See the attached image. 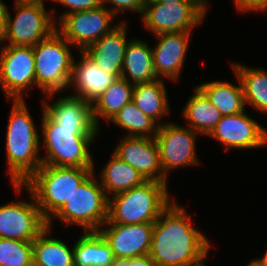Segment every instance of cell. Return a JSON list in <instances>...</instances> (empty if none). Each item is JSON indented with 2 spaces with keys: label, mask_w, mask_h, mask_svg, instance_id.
Here are the masks:
<instances>
[{
  "label": "cell",
  "mask_w": 267,
  "mask_h": 266,
  "mask_svg": "<svg viewBox=\"0 0 267 266\" xmlns=\"http://www.w3.org/2000/svg\"><path fill=\"white\" fill-rule=\"evenodd\" d=\"M174 200L153 224L149 256L155 266H206L212 242Z\"/></svg>",
  "instance_id": "cell-1"
},
{
  "label": "cell",
  "mask_w": 267,
  "mask_h": 266,
  "mask_svg": "<svg viewBox=\"0 0 267 266\" xmlns=\"http://www.w3.org/2000/svg\"><path fill=\"white\" fill-rule=\"evenodd\" d=\"M12 101L6 127L5 152L10 182L24 184L42 165L41 139L26 100Z\"/></svg>",
  "instance_id": "cell-2"
},
{
  "label": "cell",
  "mask_w": 267,
  "mask_h": 266,
  "mask_svg": "<svg viewBox=\"0 0 267 266\" xmlns=\"http://www.w3.org/2000/svg\"><path fill=\"white\" fill-rule=\"evenodd\" d=\"M40 138L43 142L42 165L95 168L89 146L95 143L100 129L60 127L42 108Z\"/></svg>",
  "instance_id": "cell-3"
},
{
  "label": "cell",
  "mask_w": 267,
  "mask_h": 266,
  "mask_svg": "<svg viewBox=\"0 0 267 266\" xmlns=\"http://www.w3.org/2000/svg\"><path fill=\"white\" fill-rule=\"evenodd\" d=\"M168 186L165 182L147 180L108 198V219L104 224H154L174 200Z\"/></svg>",
  "instance_id": "cell-4"
},
{
  "label": "cell",
  "mask_w": 267,
  "mask_h": 266,
  "mask_svg": "<svg viewBox=\"0 0 267 266\" xmlns=\"http://www.w3.org/2000/svg\"><path fill=\"white\" fill-rule=\"evenodd\" d=\"M94 170L41 165L23 185L32 193L43 217L49 221Z\"/></svg>",
  "instance_id": "cell-5"
},
{
  "label": "cell",
  "mask_w": 267,
  "mask_h": 266,
  "mask_svg": "<svg viewBox=\"0 0 267 266\" xmlns=\"http://www.w3.org/2000/svg\"><path fill=\"white\" fill-rule=\"evenodd\" d=\"M71 45L57 30L33 47L36 87L53 101L55 95L68 91L73 69Z\"/></svg>",
  "instance_id": "cell-6"
},
{
  "label": "cell",
  "mask_w": 267,
  "mask_h": 266,
  "mask_svg": "<svg viewBox=\"0 0 267 266\" xmlns=\"http://www.w3.org/2000/svg\"><path fill=\"white\" fill-rule=\"evenodd\" d=\"M95 171L48 221V226L53 227L56 219L65 227L77 225L84 232L98 231L104 225L108 219V198Z\"/></svg>",
  "instance_id": "cell-7"
},
{
  "label": "cell",
  "mask_w": 267,
  "mask_h": 266,
  "mask_svg": "<svg viewBox=\"0 0 267 266\" xmlns=\"http://www.w3.org/2000/svg\"><path fill=\"white\" fill-rule=\"evenodd\" d=\"M13 9V18L7 11L5 45L34 47L56 30V8L49 11L45 3L14 0Z\"/></svg>",
  "instance_id": "cell-8"
},
{
  "label": "cell",
  "mask_w": 267,
  "mask_h": 266,
  "mask_svg": "<svg viewBox=\"0 0 267 266\" xmlns=\"http://www.w3.org/2000/svg\"><path fill=\"white\" fill-rule=\"evenodd\" d=\"M209 2L160 3L146 1L140 20L151 35L164 32H186L205 20Z\"/></svg>",
  "instance_id": "cell-9"
},
{
  "label": "cell",
  "mask_w": 267,
  "mask_h": 266,
  "mask_svg": "<svg viewBox=\"0 0 267 266\" xmlns=\"http://www.w3.org/2000/svg\"><path fill=\"white\" fill-rule=\"evenodd\" d=\"M13 188L19 195L23 190L27 191L30 199L21 198L0 205V238L33 242L48 226V221L23 184H13Z\"/></svg>",
  "instance_id": "cell-10"
},
{
  "label": "cell",
  "mask_w": 267,
  "mask_h": 266,
  "mask_svg": "<svg viewBox=\"0 0 267 266\" xmlns=\"http://www.w3.org/2000/svg\"><path fill=\"white\" fill-rule=\"evenodd\" d=\"M200 135L188 126L168 122L160 125L155 136L163 174L169 178L172 170L186 166H198L197 136Z\"/></svg>",
  "instance_id": "cell-11"
},
{
  "label": "cell",
  "mask_w": 267,
  "mask_h": 266,
  "mask_svg": "<svg viewBox=\"0 0 267 266\" xmlns=\"http://www.w3.org/2000/svg\"><path fill=\"white\" fill-rule=\"evenodd\" d=\"M36 87L35 55L31 46L0 47V89L8 100H24Z\"/></svg>",
  "instance_id": "cell-12"
},
{
  "label": "cell",
  "mask_w": 267,
  "mask_h": 266,
  "mask_svg": "<svg viewBox=\"0 0 267 266\" xmlns=\"http://www.w3.org/2000/svg\"><path fill=\"white\" fill-rule=\"evenodd\" d=\"M114 19L116 17L102 5L64 16L57 23L56 30L75 47L74 49L83 51L119 25L121 20L114 23Z\"/></svg>",
  "instance_id": "cell-13"
},
{
  "label": "cell",
  "mask_w": 267,
  "mask_h": 266,
  "mask_svg": "<svg viewBox=\"0 0 267 266\" xmlns=\"http://www.w3.org/2000/svg\"><path fill=\"white\" fill-rule=\"evenodd\" d=\"M208 137L219 142L225 151L258 149L267 145V128L243 111L222 116Z\"/></svg>",
  "instance_id": "cell-14"
},
{
  "label": "cell",
  "mask_w": 267,
  "mask_h": 266,
  "mask_svg": "<svg viewBox=\"0 0 267 266\" xmlns=\"http://www.w3.org/2000/svg\"><path fill=\"white\" fill-rule=\"evenodd\" d=\"M113 153L137 170L146 180L168 183L154 138L122 136Z\"/></svg>",
  "instance_id": "cell-15"
},
{
  "label": "cell",
  "mask_w": 267,
  "mask_h": 266,
  "mask_svg": "<svg viewBox=\"0 0 267 266\" xmlns=\"http://www.w3.org/2000/svg\"><path fill=\"white\" fill-rule=\"evenodd\" d=\"M191 35L192 31L154 35L157 43L152 47V56L157 79L178 82L189 50Z\"/></svg>",
  "instance_id": "cell-16"
},
{
  "label": "cell",
  "mask_w": 267,
  "mask_h": 266,
  "mask_svg": "<svg viewBox=\"0 0 267 266\" xmlns=\"http://www.w3.org/2000/svg\"><path fill=\"white\" fill-rule=\"evenodd\" d=\"M98 231L110 245L114 258L129 259L150 252L152 223L104 224Z\"/></svg>",
  "instance_id": "cell-17"
},
{
  "label": "cell",
  "mask_w": 267,
  "mask_h": 266,
  "mask_svg": "<svg viewBox=\"0 0 267 266\" xmlns=\"http://www.w3.org/2000/svg\"><path fill=\"white\" fill-rule=\"evenodd\" d=\"M121 20L111 32L82 51L100 69L118 78L121 76L126 47L131 40L127 38L128 21Z\"/></svg>",
  "instance_id": "cell-18"
},
{
  "label": "cell",
  "mask_w": 267,
  "mask_h": 266,
  "mask_svg": "<svg viewBox=\"0 0 267 266\" xmlns=\"http://www.w3.org/2000/svg\"><path fill=\"white\" fill-rule=\"evenodd\" d=\"M77 54L80 55V59L73 61L68 88V91L72 89L74 93L71 94L70 91L66 93L92 104L118 77L100 69L82 51Z\"/></svg>",
  "instance_id": "cell-19"
},
{
  "label": "cell",
  "mask_w": 267,
  "mask_h": 266,
  "mask_svg": "<svg viewBox=\"0 0 267 266\" xmlns=\"http://www.w3.org/2000/svg\"><path fill=\"white\" fill-rule=\"evenodd\" d=\"M43 99V100H42ZM41 99L44 111L60 127L74 129H99L93 121L92 104L74 95H65L56 98L54 102Z\"/></svg>",
  "instance_id": "cell-20"
},
{
  "label": "cell",
  "mask_w": 267,
  "mask_h": 266,
  "mask_svg": "<svg viewBox=\"0 0 267 266\" xmlns=\"http://www.w3.org/2000/svg\"><path fill=\"white\" fill-rule=\"evenodd\" d=\"M144 39L132 38L125 50L121 76L129 83H148L157 79L152 47Z\"/></svg>",
  "instance_id": "cell-21"
},
{
  "label": "cell",
  "mask_w": 267,
  "mask_h": 266,
  "mask_svg": "<svg viewBox=\"0 0 267 266\" xmlns=\"http://www.w3.org/2000/svg\"><path fill=\"white\" fill-rule=\"evenodd\" d=\"M167 92L165 80L162 79L134 84L132 102L160 126L167 123L162 120L171 113Z\"/></svg>",
  "instance_id": "cell-22"
},
{
  "label": "cell",
  "mask_w": 267,
  "mask_h": 266,
  "mask_svg": "<svg viewBox=\"0 0 267 266\" xmlns=\"http://www.w3.org/2000/svg\"><path fill=\"white\" fill-rule=\"evenodd\" d=\"M183 107L181 114L182 119L187 123L186 126L200 136H209L222 118L219 109L197 86L194 87L193 94L189 96Z\"/></svg>",
  "instance_id": "cell-23"
},
{
  "label": "cell",
  "mask_w": 267,
  "mask_h": 266,
  "mask_svg": "<svg viewBox=\"0 0 267 266\" xmlns=\"http://www.w3.org/2000/svg\"><path fill=\"white\" fill-rule=\"evenodd\" d=\"M53 229L47 226L33 241V266H74V243L53 238Z\"/></svg>",
  "instance_id": "cell-24"
},
{
  "label": "cell",
  "mask_w": 267,
  "mask_h": 266,
  "mask_svg": "<svg viewBox=\"0 0 267 266\" xmlns=\"http://www.w3.org/2000/svg\"><path fill=\"white\" fill-rule=\"evenodd\" d=\"M99 181L107 198L130 190L147 181L137 170L114 153L99 172Z\"/></svg>",
  "instance_id": "cell-25"
},
{
  "label": "cell",
  "mask_w": 267,
  "mask_h": 266,
  "mask_svg": "<svg viewBox=\"0 0 267 266\" xmlns=\"http://www.w3.org/2000/svg\"><path fill=\"white\" fill-rule=\"evenodd\" d=\"M234 76L238 81L237 85L222 80L196 85L208 100L219 109L222 116L235 115L246 109L241 81L235 73Z\"/></svg>",
  "instance_id": "cell-26"
},
{
  "label": "cell",
  "mask_w": 267,
  "mask_h": 266,
  "mask_svg": "<svg viewBox=\"0 0 267 266\" xmlns=\"http://www.w3.org/2000/svg\"><path fill=\"white\" fill-rule=\"evenodd\" d=\"M134 84L119 77L92 103L94 124L100 129V119L108 123L125 105L132 101Z\"/></svg>",
  "instance_id": "cell-27"
},
{
  "label": "cell",
  "mask_w": 267,
  "mask_h": 266,
  "mask_svg": "<svg viewBox=\"0 0 267 266\" xmlns=\"http://www.w3.org/2000/svg\"><path fill=\"white\" fill-rule=\"evenodd\" d=\"M231 62L232 70L239 77L245 104L267 114V70L262 67L247 66L240 62ZM256 67V68H255Z\"/></svg>",
  "instance_id": "cell-28"
},
{
  "label": "cell",
  "mask_w": 267,
  "mask_h": 266,
  "mask_svg": "<svg viewBox=\"0 0 267 266\" xmlns=\"http://www.w3.org/2000/svg\"><path fill=\"white\" fill-rule=\"evenodd\" d=\"M83 233L74 243V266H111L115 258L101 233Z\"/></svg>",
  "instance_id": "cell-29"
},
{
  "label": "cell",
  "mask_w": 267,
  "mask_h": 266,
  "mask_svg": "<svg viewBox=\"0 0 267 266\" xmlns=\"http://www.w3.org/2000/svg\"><path fill=\"white\" fill-rule=\"evenodd\" d=\"M127 131L124 136L154 138L159 125L145 115L132 101L125 104L108 122Z\"/></svg>",
  "instance_id": "cell-30"
},
{
  "label": "cell",
  "mask_w": 267,
  "mask_h": 266,
  "mask_svg": "<svg viewBox=\"0 0 267 266\" xmlns=\"http://www.w3.org/2000/svg\"><path fill=\"white\" fill-rule=\"evenodd\" d=\"M0 266H33V242L0 238Z\"/></svg>",
  "instance_id": "cell-31"
},
{
  "label": "cell",
  "mask_w": 267,
  "mask_h": 266,
  "mask_svg": "<svg viewBox=\"0 0 267 266\" xmlns=\"http://www.w3.org/2000/svg\"><path fill=\"white\" fill-rule=\"evenodd\" d=\"M146 0H102V5L105 6L116 18L126 11L140 14L142 16ZM110 6H106L109 5Z\"/></svg>",
  "instance_id": "cell-32"
},
{
  "label": "cell",
  "mask_w": 267,
  "mask_h": 266,
  "mask_svg": "<svg viewBox=\"0 0 267 266\" xmlns=\"http://www.w3.org/2000/svg\"><path fill=\"white\" fill-rule=\"evenodd\" d=\"M54 3L61 4L65 7V11L56 18V24L66 15L78 12L86 11L89 9L102 6V0H53Z\"/></svg>",
  "instance_id": "cell-33"
},
{
  "label": "cell",
  "mask_w": 267,
  "mask_h": 266,
  "mask_svg": "<svg viewBox=\"0 0 267 266\" xmlns=\"http://www.w3.org/2000/svg\"><path fill=\"white\" fill-rule=\"evenodd\" d=\"M238 13H264L266 12V0H233Z\"/></svg>",
  "instance_id": "cell-34"
},
{
  "label": "cell",
  "mask_w": 267,
  "mask_h": 266,
  "mask_svg": "<svg viewBox=\"0 0 267 266\" xmlns=\"http://www.w3.org/2000/svg\"><path fill=\"white\" fill-rule=\"evenodd\" d=\"M8 7L0 0V46L5 45V33H6V17H7Z\"/></svg>",
  "instance_id": "cell-35"
},
{
  "label": "cell",
  "mask_w": 267,
  "mask_h": 266,
  "mask_svg": "<svg viewBox=\"0 0 267 266\" xmlns=\"http://www.w3.org/2000/svg\"><path fill=\"white\" fill-rule=\"evenodd\" d=\"M128 266H155L149 254L128 259Z\"/></svg>",
  "instance_id": "cell-36"
},
{
  "label": "cell",
  "mask_w": 267,
  "mask_h": 266,
  "mask_svg": "<svg viewBox=\"0 0 267 266\" xmlns=\"http://www.w3.org/2000/svg\"><path fill=\"white\" fill-rule=\"evenodd\" d=\"M254 266H267V247L264 255L259 258H255L253 260H250Z\"/></svg>",
  "instance_id": "cell-37"
},
{
  "label": "cell",
  "mask_w": 267,
  "mask_h": 266,
  "mask_svg": "<svg viewBox=\"0 0 267 266\" xmlns=\"http://www.w3.org/2000/svg\"><path fill=\"white\" fill-rule=\"evenodd\" d=\"M160 3H176V2H210V0H146Z\"/></svg>",
  "instance_id": "cell-38"
},
{
  "label": "cell",
  "mask_w": 267,
  "mask_h": 266,
  "mask_svg": "<svg viewBox=\"0 0 267 266\" xmlns=\"http://www.w3.org/2000/svg\"><path fill=\"white\" fill-rule=\"evenodd\" d=\"M111 266H128V259L115 258Z\"/></svg>",
  "instance_id": "cell-39"
},
{
  "label": "cell",
  "mask_w": 267,
  "mask_h": 266,
  "mask_svg": "<svg viewBox=\"0 0 267 266\" xmlns=\"http://www.w3.org/2000/svg\"><path fill=\"white\" fill-rule=\"evenodd\" d=\"M18 1H24V2H40V3H44L45 1L48 0H18ZM49 1H53V0H49Z\"/></svg>",
  "instance_id": "cell-40"
},
{
  "label": "cell",
  "mask_w": 267,
  "mask_h": 266,
  "mask_svg": "<svg viewBox=\"0 0 267 266\" xmlns=\"http://www.w3.org/2000/svg\"><path fill=\"white\" fill-rule=\"evenodd\" d=\"M245 266H254L252 263H248L247 265H245Z\"/></svg>",
  "instance_id": "cell-41"
}]
</instances>
